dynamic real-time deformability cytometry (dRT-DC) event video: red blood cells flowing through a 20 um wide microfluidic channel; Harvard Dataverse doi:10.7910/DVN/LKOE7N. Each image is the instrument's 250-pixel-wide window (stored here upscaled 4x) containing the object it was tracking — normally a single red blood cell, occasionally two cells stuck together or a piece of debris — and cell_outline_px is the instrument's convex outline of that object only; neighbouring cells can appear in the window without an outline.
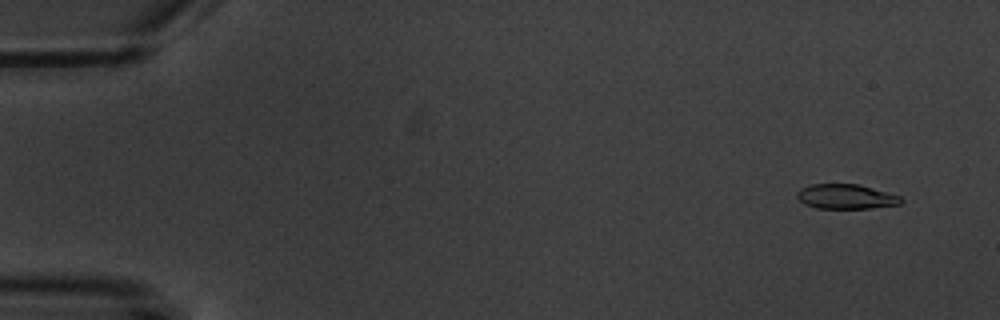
{"species": "common noctule bat (a hibernating species)", "species_latin": "Nyctalus noctula", "temperature_condition": "warm", "stored_images_in_passage": 6, "camera_frame_rate_fps": 3000, "um_per_image_px": 0.085, "animal": {"sex": "male", "body_mass_g": 20.1, "forearm_length_mm": 53.5}, "frame": {"image": 1, "passage_image": 1, "time_ms": 0.0, "image_size_px": [1000, 320], "cell_outline_px": [[904, 200], [900, 204], [872, 208], [816, 208], [804, 204], [796, 196], [796, 192], [800, 188], [812, 184], [860, 184], [900, 196]], "centroid_in_image_um": [71.9, 16.71], "position_along_channel_um": 13.1, "area_um2": 15.03}}